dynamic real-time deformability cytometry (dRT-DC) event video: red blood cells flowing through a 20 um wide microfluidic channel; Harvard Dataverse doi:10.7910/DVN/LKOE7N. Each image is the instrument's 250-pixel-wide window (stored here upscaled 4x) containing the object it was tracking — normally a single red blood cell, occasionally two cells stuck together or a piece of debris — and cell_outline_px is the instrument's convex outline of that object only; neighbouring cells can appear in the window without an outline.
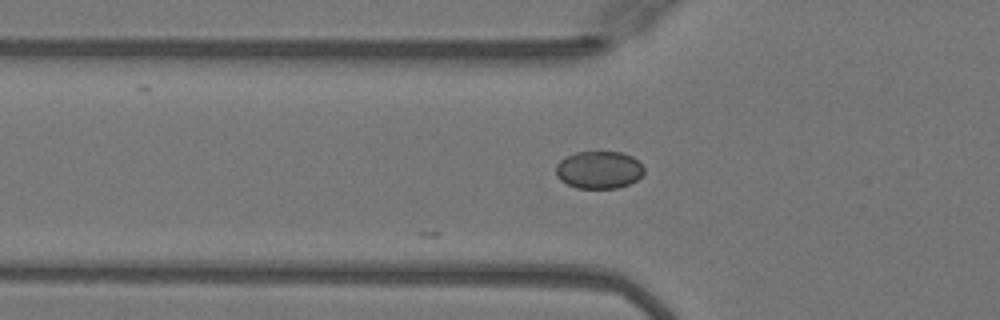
{"species": "Egyptian fruit bat (a non-hibernating species)", "species_latin": "Rousettus aegyptiacus", "temperature_condition": "warm", "stored_images_in_passage": 2, "camera_frame_rate_fps": 3000, "um_per_image_px": 0.085, "animal": {"sex": "female"}, "frame": {"image": 1, "passage_image": 2, "time_ms": 0.333, "image_size_px": [1000, 320], "cell_outline_px": [[644, 172], [636, 180], [628, 184], [616, 188], [576, 188], [560, 180], [556, 176], [556, 164], [560, 160], [576, 152], [620, 152], [632, 156], [644, 168]], "centroid_in_image_um": [50.88, 14.44], "position_along_channel_um": 74.9, "area_um2": 19.13}}